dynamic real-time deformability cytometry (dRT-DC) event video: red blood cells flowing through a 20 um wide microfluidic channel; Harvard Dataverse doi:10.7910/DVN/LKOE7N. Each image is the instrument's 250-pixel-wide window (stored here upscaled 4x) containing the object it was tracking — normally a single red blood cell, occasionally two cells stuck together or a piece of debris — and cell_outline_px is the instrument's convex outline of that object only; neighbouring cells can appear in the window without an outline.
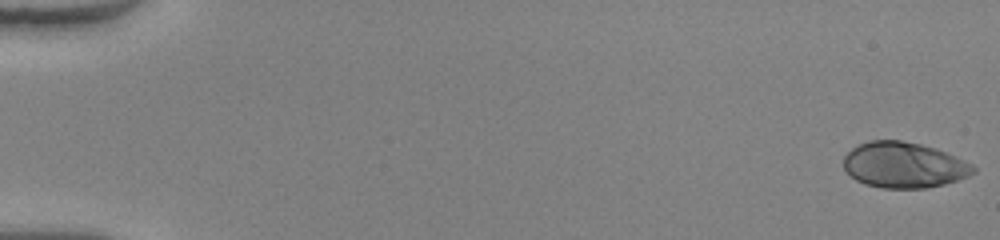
{"species": "human", "species_latin": "Homo sapiens", "temperature_condition": "warm", "stored_images_in_passage": 51, "camera_frame_rate_fps": 3000, "um_per_image_px": 0.085, "donor": {"sex": "female"}, "frame": {"image": 1, "passage_image": 1, "time_ms": 0.0, "image_size_px": [1000, 240], "cell_outline_px": [[976, 172], [968, 176], [944, 184], [928, 188], [880, 188], [864, 184], [856, 180], [844, 168], [844, 156], [852, 148], [868, 140], [900, 140], [920, 144], [936, 148], [956, 156], [972, 164], [976, 168]], "centroid_in_image_um": [76.84, 14.03], "position_along_channel_um": 8.2, "area_um2": 34.62}}
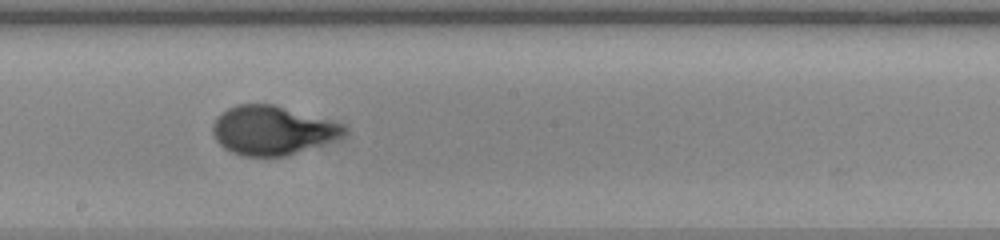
{"frame": {"image": 2, "passage_image": 30, "time_ms": 9.667, "image_size_px": [1000, 240], "cell_outline_px": [[348, 132], [340, 136], [320, 144], [284, 156], [244, 156], [232, 152], [224, 148], [216, 140], [212, 132], [212, 124], [216, 116], [228, 108], [236, 104], [272, 104], [328, 120], [340, 124]], "centroid_in_image_um": [23.04, 11.07], "position_along_channel_um": 225.2, "area_um2": 36.7}}
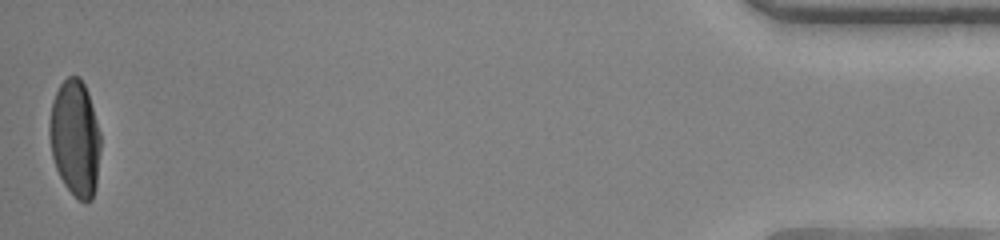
{"frame": {"image": 3, "passage_image": 51, "time_ms": 16.667, "image_size_px": [1000, 240], "cell_outline_px": [[100, 152], [96, 188], [92, 200], [84, 204], [64, 184], [56, 168], [52, 156], [48, 136], [48, 124], [52, 100], [60, 84], [68, 76], [80, 76], [88, 92], [100, 132]], "centroid_in_image_um": [6.38, 11.74], "position_along_channel_um": 428.8, "area_um2": 34.97}, "authors_computed_cell_mechanics": {"area_um2": 34.969, "velocity_mm_per_s": 4.1141, "shape_relaxation_time_tau1_ms": 4.3652, "shape_relaxation_time_tau2_ms": null, "deformation_change_tau1": 0.2382, "deformation_change_tau2": null}}